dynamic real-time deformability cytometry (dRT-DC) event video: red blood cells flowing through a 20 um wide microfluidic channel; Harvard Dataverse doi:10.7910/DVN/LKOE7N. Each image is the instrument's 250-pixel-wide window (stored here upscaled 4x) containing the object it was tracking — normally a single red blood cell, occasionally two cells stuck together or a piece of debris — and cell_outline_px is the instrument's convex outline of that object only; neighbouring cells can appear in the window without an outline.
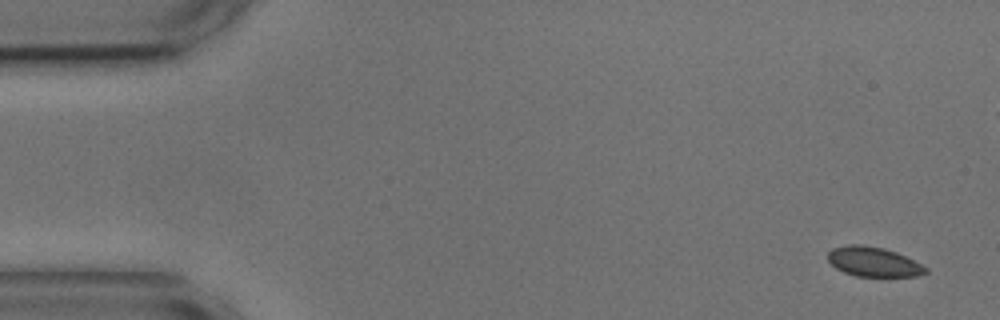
{"species": "common noctule bat (a hibernating species)", "species_latin": "Nyctalus noctula", "temperature_condition": "cold", "stored_images_in_passage": 3, "camera_frame_rate_fps": 3000, "um_per_image_px": 0.085, "animal": {"sex": "male", "body_mass_g": 17.9, "forearm_length_mm": 54.2}, "frame": {"image": 1, "passage_image": 1, "time_ms": 0.0, "image_size_px": [1000, 320], "cell_outline_px": [[928, 272], [916, 276], [856, 276], [844, 272], [836, 268], [828, 260], [828, 252], [832, 248], [848, 244], [860, 244], [884, 248], [896, 252], [928, 268]], "centroid_in_image_um": [74.22, 22.24], "position_along_channel_um": 10.8, "area_um2": 16.76}}